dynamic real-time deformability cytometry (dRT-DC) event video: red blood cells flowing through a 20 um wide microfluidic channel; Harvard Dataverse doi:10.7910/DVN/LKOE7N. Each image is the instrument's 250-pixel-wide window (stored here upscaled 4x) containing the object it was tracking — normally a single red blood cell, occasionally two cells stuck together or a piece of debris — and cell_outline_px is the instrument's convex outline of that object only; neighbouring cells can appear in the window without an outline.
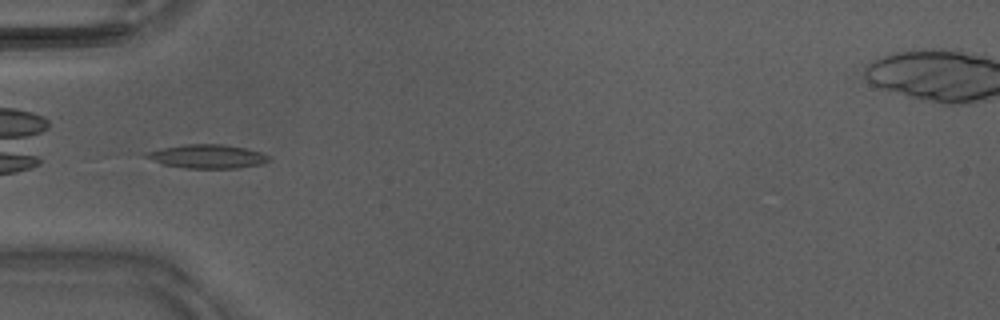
{"species": "Egyptian fruit bat (a non-hibernating species)", "species_latin": "Rousettus aegyptiacus", "temperature_condition": "warm", "stored_images_in_passage": 36, "camera_frame_rate_fps": 3000, "um_per_image_px": 0.085, "animal": {"sex": "male"}, "frame": {"image": 1, "passage_image": 6, "time_ms": 1.667, "image_size_px": [1000, 320], "cell_outline_px": [[268, 160], [264, 164], [240, 168], [184, 168], [160, 164], [144, 156], [144, 152], [184, 144], [220, 144], [244, 148], [260, 152], [268, 156]], "centroid_in_image_um": [17.59, 13.3], "position_along_channel_um": 67.4, "area_um2": 16.94}}